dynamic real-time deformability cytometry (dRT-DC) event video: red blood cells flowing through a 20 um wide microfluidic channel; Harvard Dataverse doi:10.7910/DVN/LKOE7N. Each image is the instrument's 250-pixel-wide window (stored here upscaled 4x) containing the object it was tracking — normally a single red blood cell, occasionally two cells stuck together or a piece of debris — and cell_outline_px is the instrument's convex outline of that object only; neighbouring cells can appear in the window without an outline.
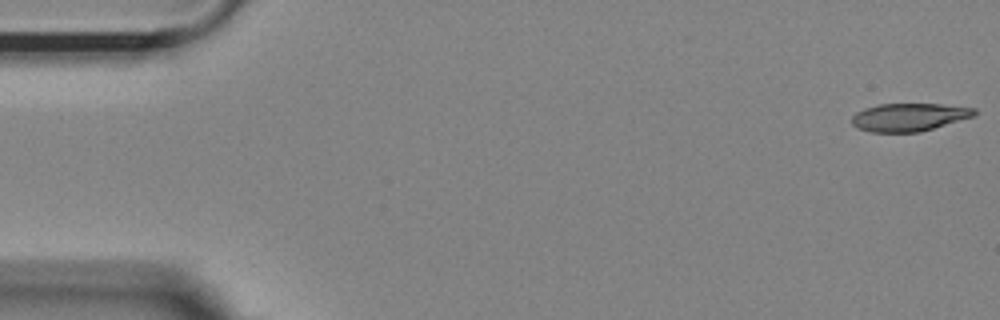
{"species": "Egyptian fruit bat (a non-hibernating species)", "species_latin": "Rousettus aegyptiacus", "temperature_condition": "room temperature", "stored_images_in_passage": 55, "camera_frame_rate_fps": 3000, "um_per_image_px": 0.085, "animal": {"sex": "female"}, "frame": {"image": 1, "passage_image": 1, "time_ms": 0.0, "image_size_px": [1000, 320], "cell_outline_px": [[976, 116], [920, 132], [872, 132], [856, 128], [852, 124], [852, 116], [856, 112], [864, 108], [880, 104], [940, 104], [976, 108]], "centroid_in_image_um": [77.28, 9.96], "position_along_channel_um": 7.7, "area_um2": 20.06}}
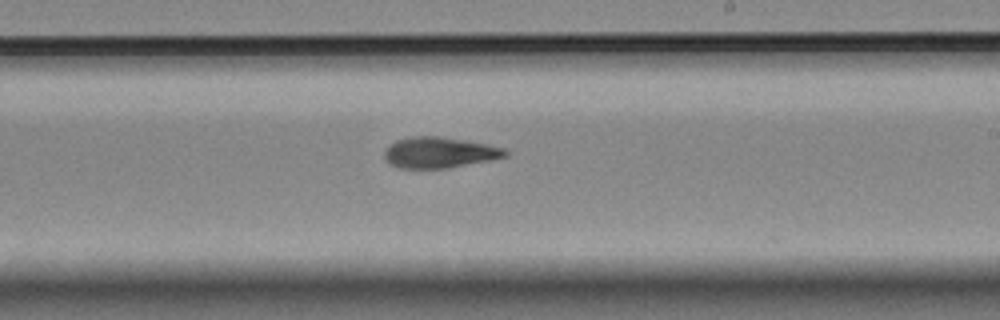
{"frame": {"image": 2, "passage_image": 32, "time_ms": 10.333, "image_size_px": [1000, 320], "cell_outline_px": [[508, 156], [492, 160], [448, 168], [400, 168], [388, 164], [384, 156], [384, 152], [396, 140], [412, 136], [440, 136], [464, 140], [504, 148], [508, 152]], "centroid_in_image_um": [37.35, 12.97], "position_along_channel_um": 251.7, "area_um2": 21.68}}
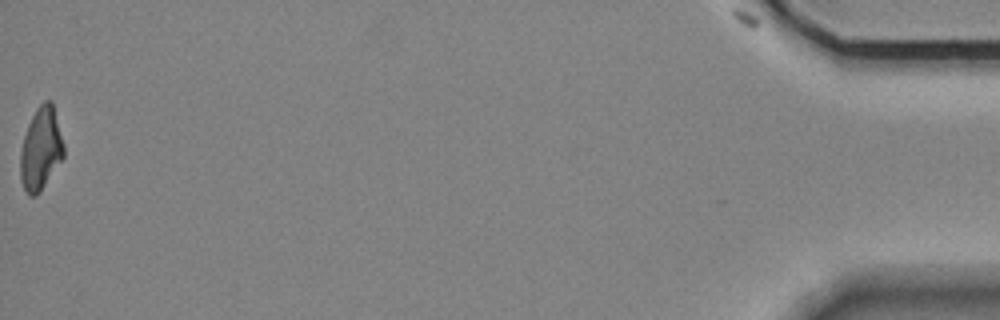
{"frame": {"image": 3, "passage_image": 55, "time_ms": 18.0, "image_size_px": [1000, 320], "cell_outline_px": [[64, 156], [40, 192], [36, 196], [28, 196], [20, 180], [20, 152], [24, 136], [28, 124], [36, 108], [44, 100], [52, 100], [64, 144]], "centroid_in_image_um": [3.47, 12.65], "position_along_channel_um": 431.7, "area_um2": 20.98}, "authors_computed_cell_mechanics": {"area_um2": 21.675, "velocity_mm_per_s": 3.6221, "shape_relaxation_time_tau1_ms": 7.7055, "shape_relaxation_time_tau2_ms": 10.0875, "deformation_change_tau1": 0.1933, "deformation_change_tau2": 0.2223}}